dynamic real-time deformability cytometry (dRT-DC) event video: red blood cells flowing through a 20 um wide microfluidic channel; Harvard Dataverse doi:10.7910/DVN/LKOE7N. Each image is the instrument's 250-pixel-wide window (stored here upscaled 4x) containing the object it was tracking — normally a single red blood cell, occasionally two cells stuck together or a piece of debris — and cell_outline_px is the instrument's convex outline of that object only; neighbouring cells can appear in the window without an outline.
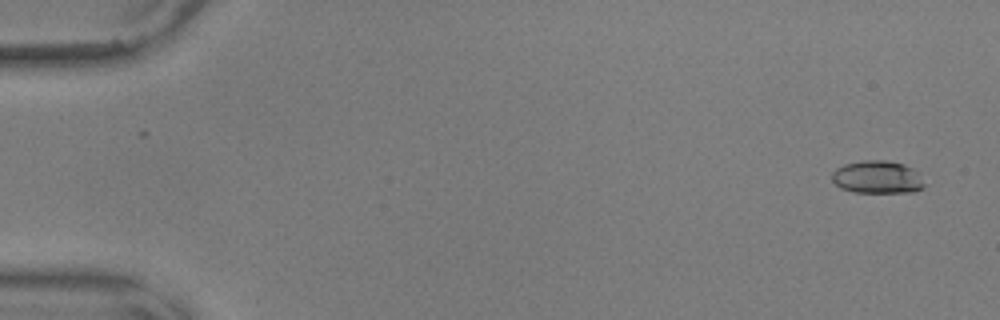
{"species": "common noctule bat (a hibernating species)", "species_latin": "Nyctalus noctula", "temperature_condition": "warm", "stored_images_in_passage": 55, "camera_frame_rate_fps": 3000, "um_per_image_px": 0.085, "animal": {"sex": "male", "body_mass_g": 17.9, "forearm_length_mm": 54.2}, "frame": {"image": 1, "passage_image": 2, "time_ms": 0.333, "image_size_px": [1000, 320], "cell_outline_px": [[924, 188], [916, 192], [852, 192], [840, 188], [832, 180], [832, 172], [836, 168], [844, 164], [860, 160], [888, 160], [904, 164], [920, 172], [924, 184]], "centroid_in_image_um": [74.6, 15.05], "position_along_channel_um": 10.4, "area_um2": 17.98}}
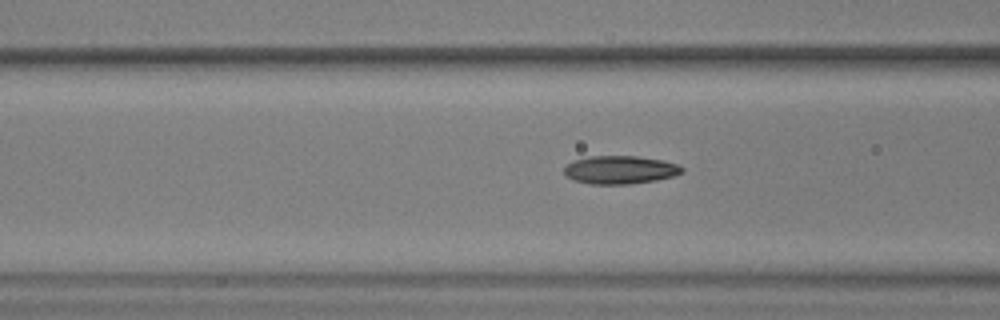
{"frame": {"image": 2, "passage_image": 22, "time_ms": 7.0, "image_size_px": [1000, 320], "cell_outline_px": [[684, 172], [672, 176], [656, 180], [628, 184], [592, 184], [572, 180], [564, 176], [564, 168], [572, 160], [588, 156], [636, 156], [664, 160], [680, 164], [684, 168]], "centroid_in_image_um": [52.7, 14.43], "position_along_channel_um": 113.9, "area_um2": 19.59}}
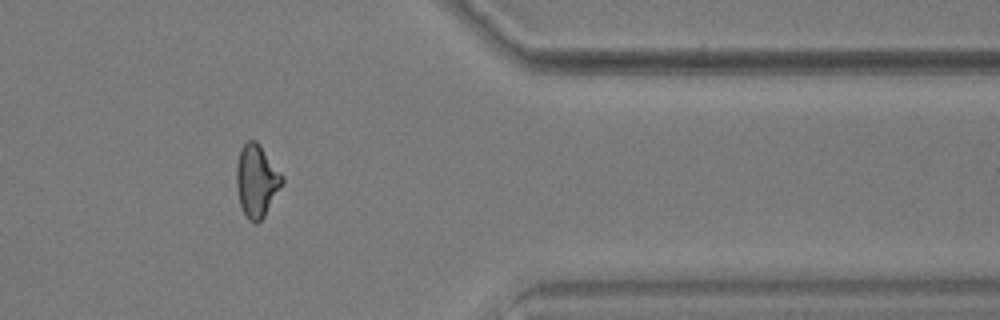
{"frame": {"image": 3, "passage_image": 46, "time_ms": 15.0, "image_size_px": [1000, 320], "cell_outline_px": [[284, 180], [264, 216], [256, 224], [248, 220], [240, 204], [236, 188], [236, 164], [240, 148], [248, 140], [256, 140], [260, 144], [284, 176]], "centroid_in_image_um": [21.8, 15.33], "position_along_channel_um": 389.6, "area_um2": 19.31}, "authors_computed_cell_mechanics": {"area_um2": 18.7272, "velocity_mm_per_s": 3.6458, "shape_relaxation_time_tau1_ms": 5.2012, "shape_relaxation_time_tau2_ms": 1.8249, "deformation_change_tau1": 0.1915, "deformation_change_tau2": 0.0892}}